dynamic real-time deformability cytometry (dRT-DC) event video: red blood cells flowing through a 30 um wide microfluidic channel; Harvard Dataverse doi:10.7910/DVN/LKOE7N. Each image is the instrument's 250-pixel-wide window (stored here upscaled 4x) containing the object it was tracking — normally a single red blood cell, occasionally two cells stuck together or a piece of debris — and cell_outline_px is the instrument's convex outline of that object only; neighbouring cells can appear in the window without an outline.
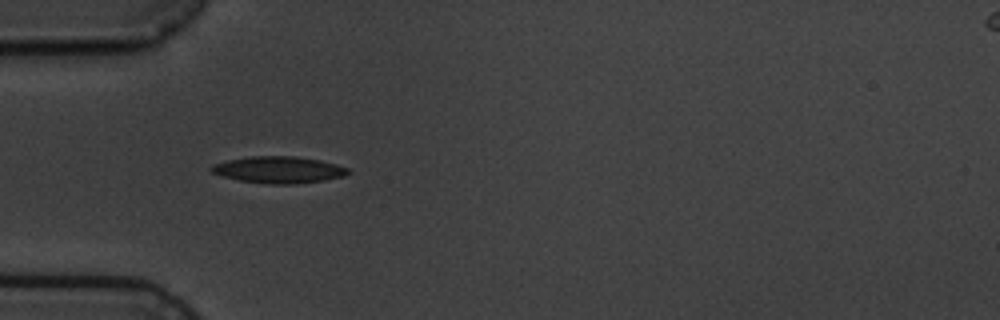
{"species": "common noctule bat (a hibernating species)", "species_latin": "Nyctalus noctula", "temperature_condition": "cold", "stored_images_in_passage": 10, "camera_frame_rate_fps": 3000, "um_per_image_px": 0.085, "animal": {"sex": "male", "body_mass_g": 19.5, "forearm_length_mm": 54.6}, "frame": {"image": 1, "passage_image": 6, "time_ms": 5.667, "image_size_px": [1000, 320], "cell_outline_px": [[352, 172], [344, 176], [324, 180], [296, 184], [272, 184], [240, 180], [224, 176], [212, 172], [208, 168], [212, 164], [228, 160], [252, 156], [296, 156], [320, 160], [336, 164], [348, 168]], "centroid_in_image_um": [23.72, 14.42], "position_along_channel_um": 61.3, "area_um2": 21.21}}
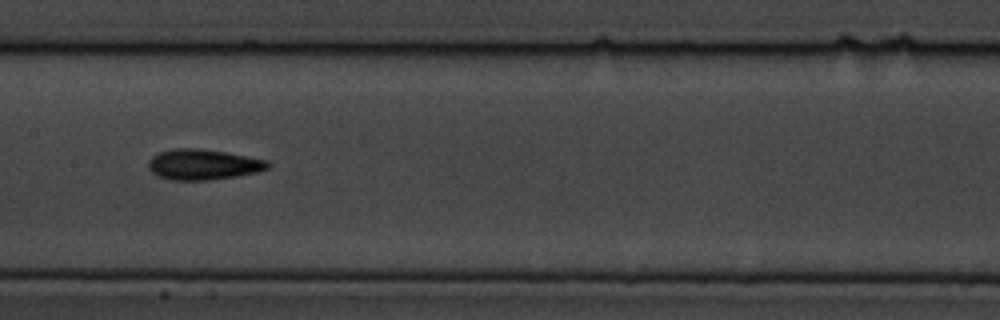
{"frame": {"image": 2, "passage_image": 9, "time_ms": 9.333, "image_size_px": [1000, 320], "cell_outline_px": [[272, 164], [268, 168], [256, 172], [236, 176], [208, 180], [172, 180], [160, 176], [152, 172], [148, 168], [148, 160], [152, 156], [160, 152], [172, 148], [196, 148], [224, 152], [268, 160]], "centroid_in_image_um": [17.26, 13.98], "position_along_channel_um": 190.1, "area_um2": 21.15}}
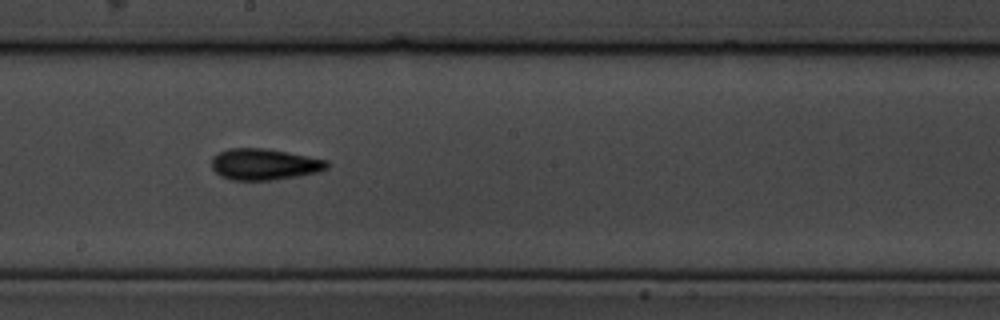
{"frame": {"image": 3, "passage_image": 10, "time_ms": 10.333, "image_size_px": [1000, 320], "cell_outline_px": [[328, 168], [320, 172], [272, 180], [232, 180], [220, 176], [212, 168], [212, 156], [216, 152], [228, 148], [264, 148], [328, 160]], "centroid_in_image_um": [22.43, 13.96], "position_along_channel_um": 225.8, "area_um2": 21.1}}